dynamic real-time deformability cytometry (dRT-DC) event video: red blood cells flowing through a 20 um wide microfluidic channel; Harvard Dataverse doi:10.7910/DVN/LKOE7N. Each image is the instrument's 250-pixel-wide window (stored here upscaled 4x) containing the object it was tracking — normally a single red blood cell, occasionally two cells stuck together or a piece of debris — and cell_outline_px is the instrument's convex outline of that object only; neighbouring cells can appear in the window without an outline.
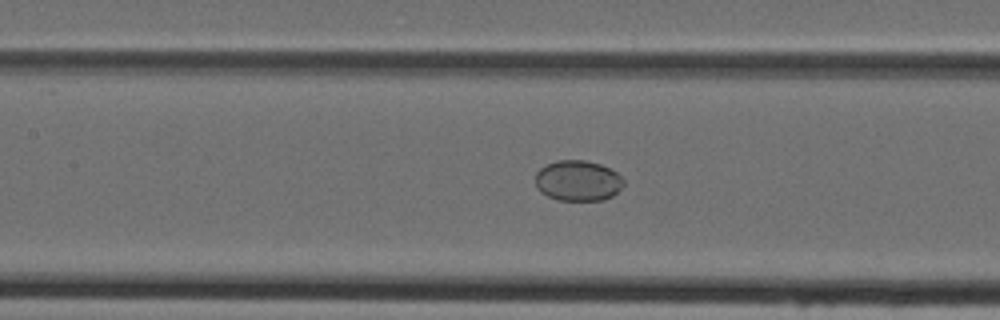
{"species": "Egyptian fruit bat (a non-hibernating species)", "species_latin": "Rousettus aegyptiacus", "temperature_condition": "cold", "stored_images_in_passage": 36, "camera_frame_rate_fps": 3000, "um_per_image_px": 0.085, "animal": {"sex": "female"}, "frame": {"image": 1, "passage_image": 10, "time_ms": 3.0, "image_size_px": [1000, 320], "cell_outline_px": [[624, 184], [612, 196], [600, 200], [556, 200], [540, 192], [536, 188], [536, 172], [540, 168], [556, 160], [584, 160], [600, 164], [616, 172], [624, 180]], "centroid_in_image_um": [49.09, 15.36], "position_along_channel_um": 158.3, "area_um2": 20.81}}
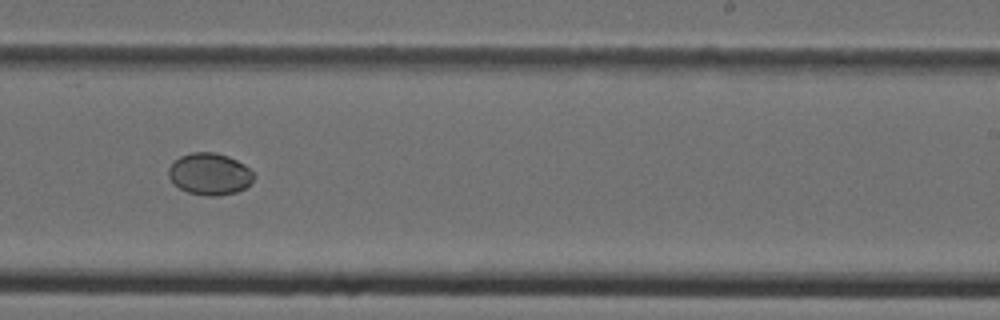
{"frame": {"image": 2, "passage_image": 18, "time_ms": 5.667, "image_size_px": [1000, 320], "cell_outline_px": [[256, 176], [244, 188], [236, 192], [216, 196], [208, 196], [188, 192], [180, 188], [168, 176], [168, 168], [180, 156], [192, 152], [216, 152], [228, 156], [244, 164]], "centroid_in_image_um": [17.83, 14.78], "position_along_channel_um": 271.2, "area_um2": 20.58}}
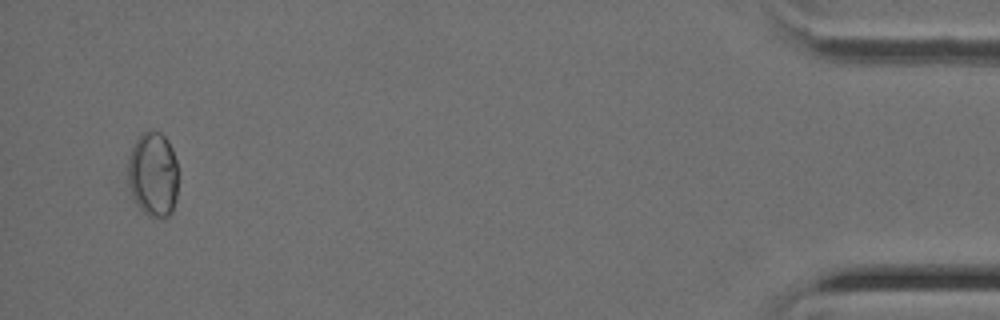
{"frame": {"image": 3, "passage_image": 34, "time_ms": 11.0, "image_size_px": [1000, 320], "cell_outline_px": [[176, 200], [172, 212], [168, 216], [148, 216], [140, 208], [132, 196], [128, 184], [128, 160], [132, 148], [140, 132], [160, 132], [168, 140], [172, 148], [176, 160]], "centroid_in_image_um": [13.0, 14.81], "position_along_channel_um": 422.2, "area_um2": 24.68}}